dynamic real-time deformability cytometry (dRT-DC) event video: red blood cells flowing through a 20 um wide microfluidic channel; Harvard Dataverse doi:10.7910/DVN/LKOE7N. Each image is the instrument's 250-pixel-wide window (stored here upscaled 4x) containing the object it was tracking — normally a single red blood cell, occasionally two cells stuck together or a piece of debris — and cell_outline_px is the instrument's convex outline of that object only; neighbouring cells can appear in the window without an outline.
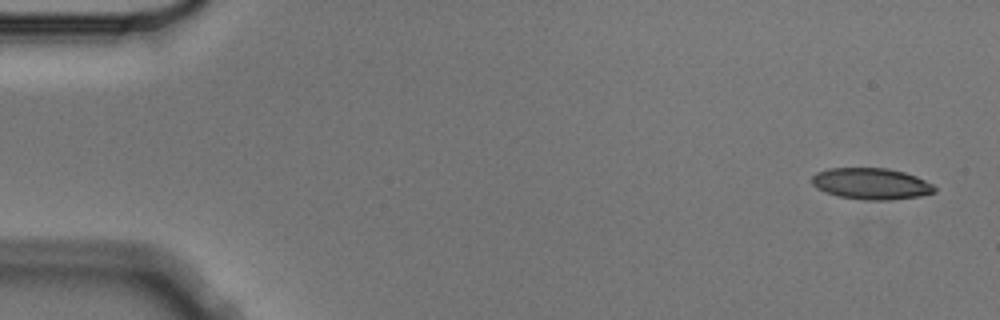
{"species": "Egyptian fruit bat (a non-hibernating species)", "species_latin": "Rousettus aegyptiacus", "temperature_condition": "cold", "stored_images_in_passage": 5, "camera_frame_rate_fps": 3000, "um_per_image_px": 0.085, "animal": {"sex": "male"}, "frame": {"image": 1, "passage_image": 1, "time_ms": 0.0, "image_size_px": [1000, 320], "cell_outline_px": [[936, 192], [920, 196], [892, 200], [860, 200], [840, 196], [824, 192], [816, 188], [812, 184], [812, 176], [816, 172], [828, 168], [888, 168], [904, 172], [916, 176], [932, 184], [936, 188]], "centroid_in_image_um": [74.04, 15.62], "position_along_channel_um": 11.0, "area_um2": 22.6}}
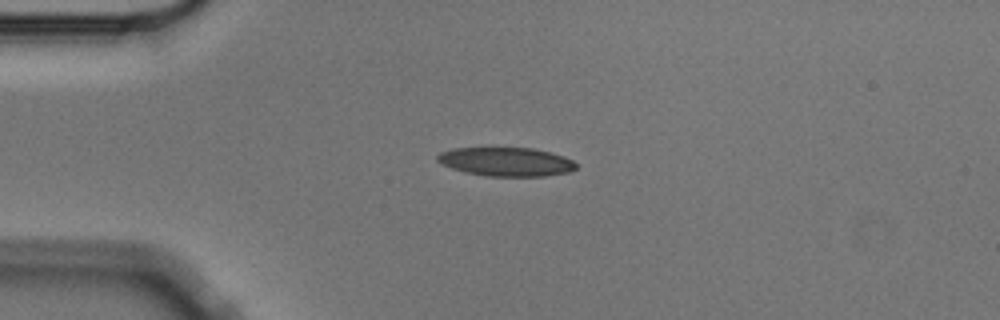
{"frame": {"image": 2, "passage_image": 4, "time_ms": 1.0, "image_size_px": [1000, 320], "cell_outline_px": [[576, 168], [568, 172], [544, 176], [488, 176], [464, 172], [440, 164], [436, 160], [436, 156], [440, 152], [452, 148], [532, 148], [564, 156], [572, 160], [576, 164]], "centroid_in_image_um": [42.98, 13.75], "position_along_channel_um": 42.0, "area_um2": 23.24}}